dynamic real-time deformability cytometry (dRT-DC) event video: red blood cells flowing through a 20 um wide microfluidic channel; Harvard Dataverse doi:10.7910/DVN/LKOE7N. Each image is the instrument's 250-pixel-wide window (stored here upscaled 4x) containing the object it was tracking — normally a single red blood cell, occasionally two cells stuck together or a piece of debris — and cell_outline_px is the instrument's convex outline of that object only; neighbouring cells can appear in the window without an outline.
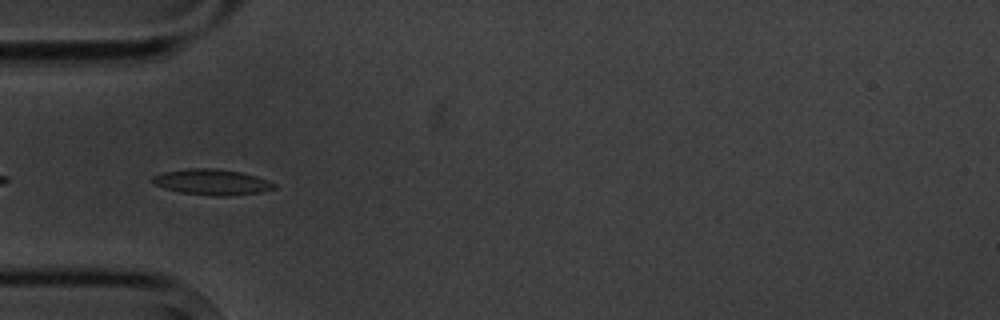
{"species": "common noctule bat (a hibernating species)", "species_latin": "Nyctalus noctula", "temperature_condition": "cold", "stored_images_in_passage": 15, "camera_frame_rate_fps": 3000, "um_per_image_px": 0.085, "animal": {"sex": "male", "body_mass_g": 20.1, "forearm_length_mm": 53.5}, "frame": {"image": 1, "passage_image": 5, "time_ms": 5.667, "image_size_px": [1000, 320], "cell_outline_px": [[276, 188], [260, 192], [228, 196], [216, 196], [180, 192], [164, 188], [152, 184], [152, 176], [164, 172], [188, 168], [216, 168], [240, 172], [256, 176], [268, 180], [276, 184]], "centroid_in_image_um": [18.0, 15.47], "position_along_channel_um": 67.0, "area_um2": 18.26}}
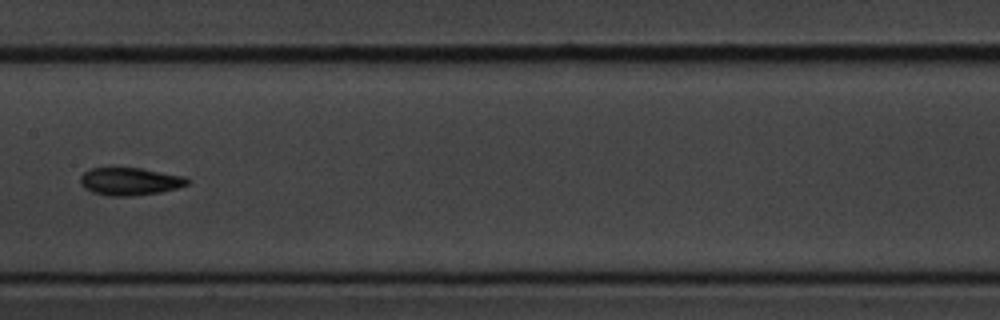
{"frame": {"image": 2, "passage_image": 8, "time_ms": 9.333, "image_size_px": [1000, 320], "cell_outline_px": [[192, 180], [188, 184], [176, 188], [160, 192], [132, 196], [108, 196], [92, 192], [84, 188], [80, 184], [80, 176], [88, 168], [112, 164], [140, 168], [184, 176]], "centroid_in_image_um": [10.96, 15.37], "position_along_channel_um": 196.4, "area_um2": 18.09}}
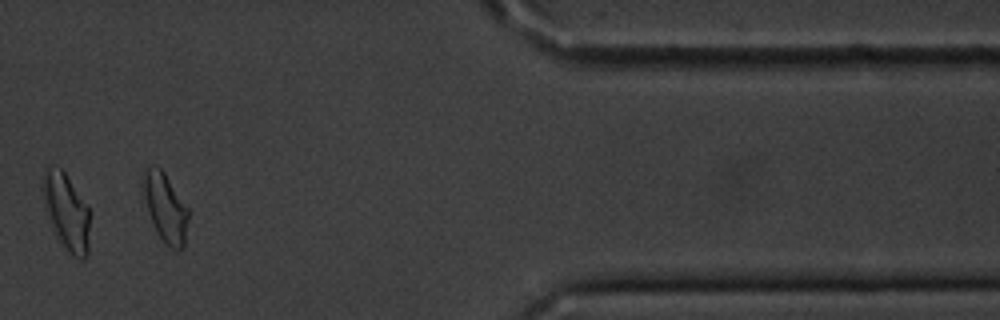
{"frame": {"image": 3, "passage_image": 13, "time_ms": 16.0, "image_size_px": [1000, 320], "cell_outline_px": [[188, 220], [184, 244], [180, 252], [176, 252], [164, 244], [148, 212], [140, 184], [144, 172], [152, 164], [156, 164], [164, 172], [188, 208]], "centroid_in_image_um": [14.04, 17.64], "position_along_channel_um": 397.4, "area_um2": 18.21}, "authors_computed_cell_mechanics": {"area_um2": 18.0914, "velocity_mm_per_s": 3.5214, "shape_relaxation_time_tau1_ms": 3.3125, "shape_relaxation_time_tau2_ms": 8.0144, "deformation_change_tau1": 0.0968, "deformation_change_tau2": 0.0886}}